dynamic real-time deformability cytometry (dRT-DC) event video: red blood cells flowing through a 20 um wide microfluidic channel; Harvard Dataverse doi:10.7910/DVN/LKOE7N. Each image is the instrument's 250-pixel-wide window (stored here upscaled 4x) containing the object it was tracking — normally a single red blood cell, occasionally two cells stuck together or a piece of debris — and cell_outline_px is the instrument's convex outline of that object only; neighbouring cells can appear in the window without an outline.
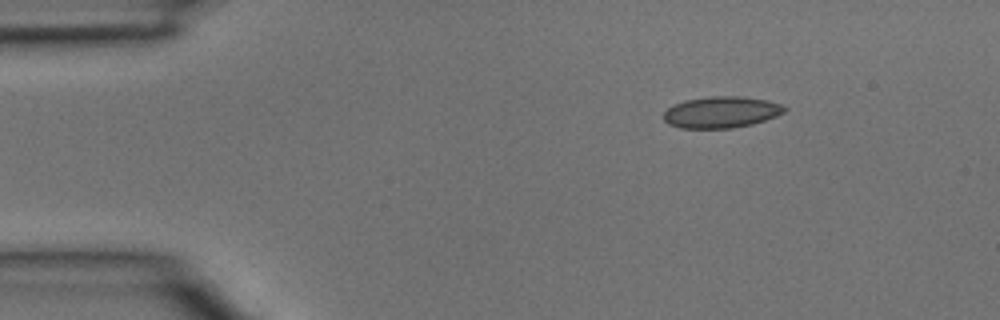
{"species": "common noctule bat (a hibernating species)", "species_latin": "Nyctalus noctula", "temperature_condition": "room temperature", "stored_images_in_passage": 5, "segment_of_instrument_passage": [2, 2], "camera_frame_rate_fps": 3000, "um_per_image_px": 0.085, "animal": {"sex": "male", "body_mass_g": 15.6}, "frame": {"image": 1, "passage_image": 5, "time_ms": 1.333, "image_size_px": [1000, 320], "cell_outline_px": [[788, 108], [784, 112], [776, 116], [752, 124], [732, 128], [680, 128], [668, 124], [664, 120], [664, 112], [672, 104], [684, 100], [712, 96], [740, 96], [764, 100], [780, 104]], "centroid_in_image_um": [61.27, 9.53], "position_along_channel_um": 23.7, "area_um2": 22.08}}